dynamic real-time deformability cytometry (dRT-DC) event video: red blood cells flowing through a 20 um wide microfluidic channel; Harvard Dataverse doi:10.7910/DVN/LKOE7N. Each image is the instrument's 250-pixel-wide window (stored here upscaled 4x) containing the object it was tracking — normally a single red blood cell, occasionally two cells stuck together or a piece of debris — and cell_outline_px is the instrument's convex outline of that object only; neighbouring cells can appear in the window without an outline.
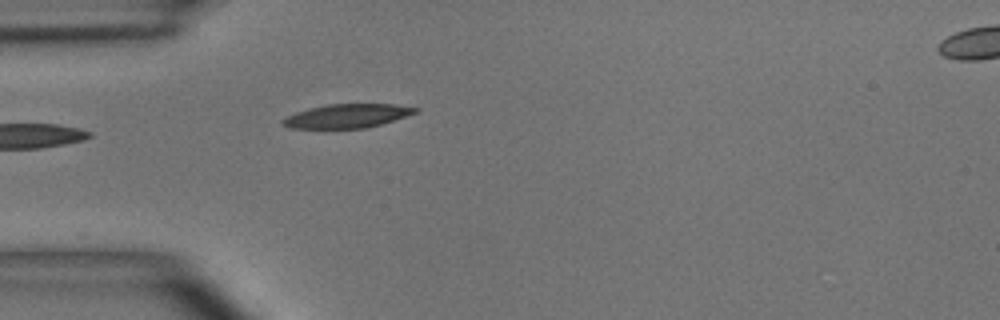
{"species": "common noctule bat (a hibernating species)", "species_latin": "Nyctalus noctula", "temperature_condition": "room temperature", "stored_images_in_passage": 6, "segment_of_instrument_passage": [1, 2], "camera_frame_rate_fps": 3000, "um_per_image_px": 0.085, "animal": {"sex": "male", "body_mass_g": 15.6}, "frame": {"image": 1, "passage_image": 5, "time_ms": 4.667, "image_size_px": [1000, 320], "cell_outline_px": [[420, 108], [416, 112], [380, 124], [364, 128], [292, 128], [284, 124], [280, 120], [296, 112], [308, 108], [328, 104], [396, 104]], "centroid_in_image_um": [29.49, 9.84], "position_along_channel_um": 55.5, "area_um2": 18.09}}